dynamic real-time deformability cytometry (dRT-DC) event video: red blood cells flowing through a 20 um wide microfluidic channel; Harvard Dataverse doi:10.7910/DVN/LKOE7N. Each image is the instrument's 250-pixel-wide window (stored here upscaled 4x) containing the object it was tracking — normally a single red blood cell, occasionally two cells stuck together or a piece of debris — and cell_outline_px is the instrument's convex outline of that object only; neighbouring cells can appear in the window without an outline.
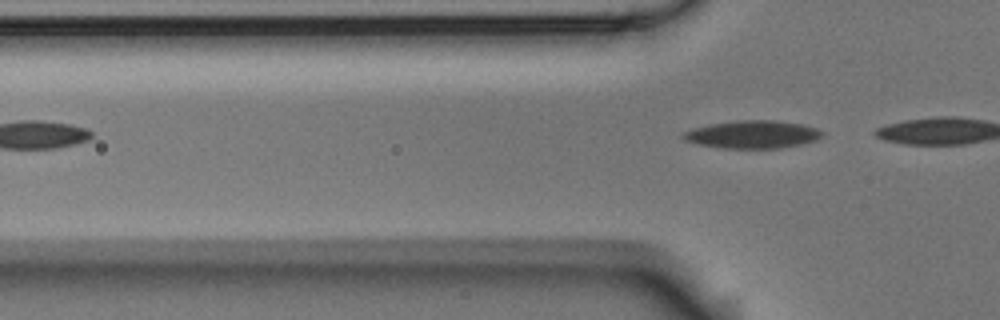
{"species": "Egyptian fruit bat (a non-hibernating species)", "species_latin": "Rousettus aegyptiacus", "temperature_condition": "room temperature", "stored_images_in_passage": 3, "camera_frame_rate_fps": 3000, "um_per_image_px": 0.085, "animal": {"sex": "male"}, "frame": {"image": 1, "passage_image": 3, "time_ms": 2.333, "image_size_px": [1000, 320], "cell_outline_px": [[824, 136], [816, 140], [800, 144], [780, 148], [724, 148], [700, 144], [684, 140], [680, 136], [684, 132], [692, 128], [708, 124], [736, 120], [776, 120], [800, 124], [816, 128], [824, 132]], "centroid_in_image_um": [63.96, 11.42], "position_along_channel_um": 61.8, "area_um2": 22.54}}